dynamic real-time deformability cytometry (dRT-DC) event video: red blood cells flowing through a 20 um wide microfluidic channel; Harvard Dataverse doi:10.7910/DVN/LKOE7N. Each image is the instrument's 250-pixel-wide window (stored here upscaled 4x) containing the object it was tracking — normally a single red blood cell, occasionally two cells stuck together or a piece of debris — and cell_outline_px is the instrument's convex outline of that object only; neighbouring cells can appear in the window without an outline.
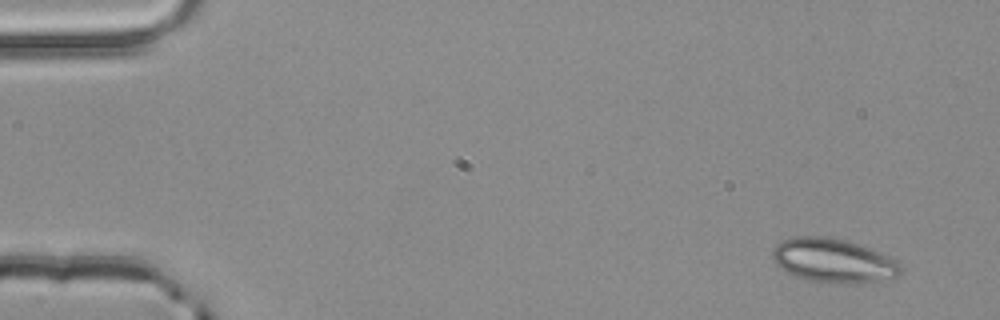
{"species": "common noctule bat (a hibernating species)", "species_latin": "Nyctalus noctula", "temperature_condition": "room temperature", "stored_images_in_passage": 5, "segment_of_instrument_passage": [1, 2], "camera_frame_rate_fps": 3000, "um_per_image_px": 0.085, "animal": {"sex": "male", "body_mass_g": 20.4}, "frame": {"image": 1, "passage_image": 1, "time_ms": 0.0, "image_size_px": [1000, 320], "cell_outline_px": [[904, 268], [896, 276], [880, 280], [804, 280], [780, 268], [772, 260], [772, 252], [776, 244], [780, 240], [796, 236], [824, 236], [844, 240], [868, 248], [900, 264]], "centroid_in_image_um": [70.71, 22.09], "position_along_channel_um": 14.3, "area_um2": 31.39}}
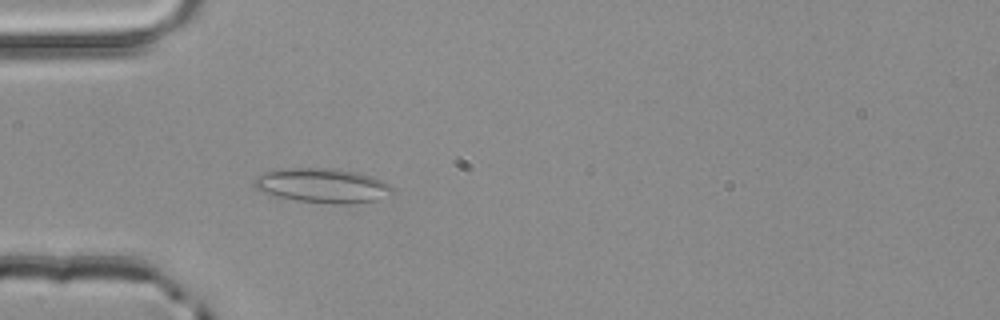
{"frame": {"image": 2, "passage_image": 4, "time_ms": 1.0, "image_size_px": [1000, 320], "cell_outline_px": [[392, 192], [376, 200], [352, 204], [332, 204], [296, 200], [276, 196], [264, 192], [256, 188], [252, 184], [252, 180], [264, 172], [280, 168], [332, 168], [356, 172], [372, 176], [384, 180], [392, 188]], "centroid_in_image_um": [27.38, 15.76], "position_along_channel_um": 57.6, "area_um2": 27.8}}